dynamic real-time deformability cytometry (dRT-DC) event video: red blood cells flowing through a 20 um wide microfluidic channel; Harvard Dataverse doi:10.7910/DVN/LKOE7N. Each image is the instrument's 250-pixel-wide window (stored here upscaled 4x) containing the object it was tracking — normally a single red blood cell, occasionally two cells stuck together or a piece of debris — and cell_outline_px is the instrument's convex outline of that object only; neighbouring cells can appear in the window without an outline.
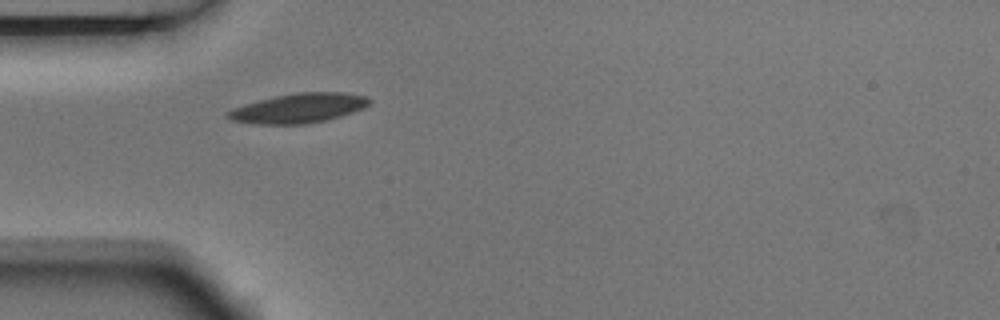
{"species": "Egyptian fruit bat (a non-hibernating species)", "species_latin": "Rousettus aegyptiacus", "temperature_condition": "room temperature", "stored_images_in_passage": 2, "camera_frame_rate_fps": 3000, "um_per_image_px": 0.085, "animal": {"sex": "male"}, "frame": {"image": 1, "passage_image": 1, "time_ms": 0.0, "image_size_px": [1000, 320], "cell_outline_px": [[372, 100], [364, 108], [340, 116], [324, 120], [304, 124], [256, 124], [232, 120], [224, 116], [232, 108], [244, 104], [276, 96], [296, 92], [344, 92], [368, 96]], "centroid_in_image_um": [25.39, 9.18], "position_along_channel_um": 59.6, "area_um2": 24.28}}
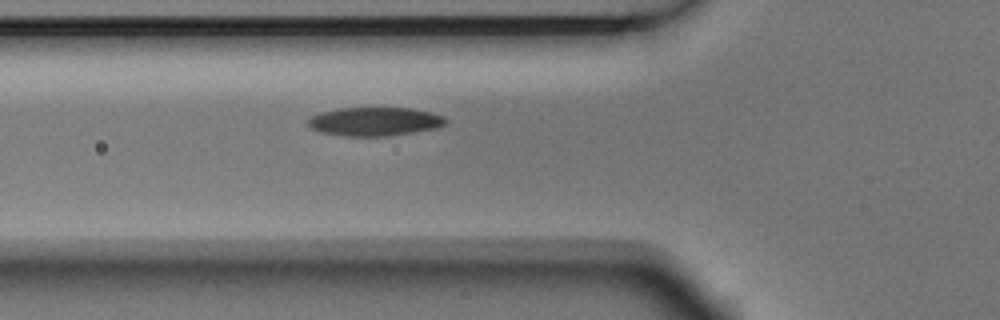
{"frame": {"image": 2, "passage_image": 2, "time_ms": 0.333, "image_size_px": [1000, 320], "cell_outline_px": [[448, 120], [444, 124], [436, 128], [412, 132], [384, 136], [344, 136], [320, 132], [312, 128], [308, 124], [308, 120], [312, 116], [320, 112], [340, 108], [412, 108], [432, 112], [444, 116]], "centroid_in_image_um": [31.86, 10.32], "position_along_channel_um": 93.9, "area_um2": 22.89}}